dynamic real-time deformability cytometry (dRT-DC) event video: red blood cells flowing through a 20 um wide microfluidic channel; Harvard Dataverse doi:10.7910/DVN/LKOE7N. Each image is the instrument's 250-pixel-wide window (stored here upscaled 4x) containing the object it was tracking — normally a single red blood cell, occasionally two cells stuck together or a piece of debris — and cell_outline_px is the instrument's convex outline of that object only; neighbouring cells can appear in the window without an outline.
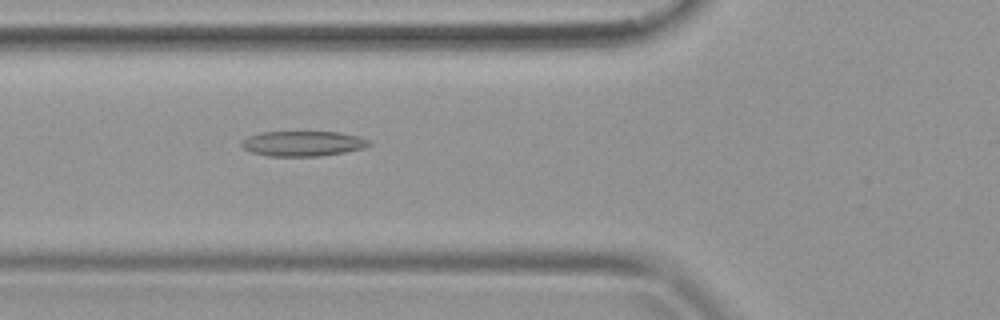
{"species": "common noctule bat (a hibernating species)", "species_latin": "Nyctalus noctula", "temperature_condition": "warm", "stored_images_in_passage": 35, "camera_frame_rate_fps": 3000, "um_per_image_px": 0.085, "animal": {"sex": "female", "body_mass_g": 19.9}, "frame": {"image": 1, "passage_image": 10, "time_ms": 3.0, "image_size_px": [1000, 320], "cell_outline_px": [[372, 144], [364, 148], [344, 152], [320, 156], [268, 156], [252, 152], [244, 148], [240, 144], [240, 140], [248, 136], [260, 132], [340, 132], [360, 136], [372, 140]], "centroid_in_image_um": [25.77, 12.19], "position_along_channel_um": 100.0, "area_um2": 18.9}}
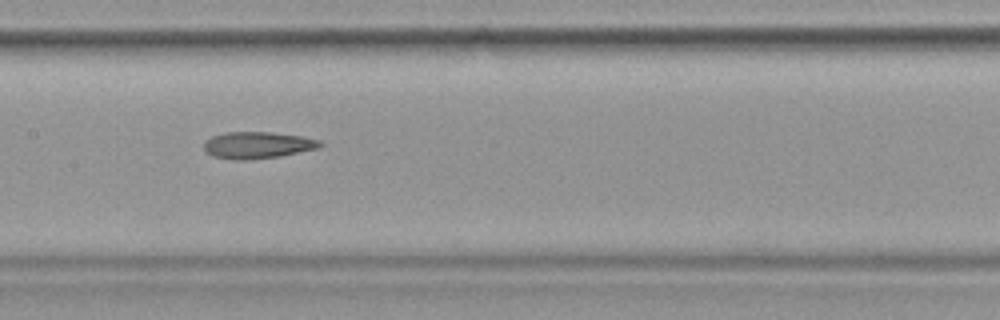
{"frame": {"image": 2, "passage_image": 15, "time_ms": 4.667, "image_size_px": [1000, 320], "cell_outline_px": [[324, 144], [320, 148], [280, 156], [248, 160], [232, 160], [212, 156], [204, 148], [204, 140], [212, 136], [224, 132], [268, 132], [300, 136], [320, 140]], "centroid_in_image_um": [21.88, 12.34], "position_along_channel_um": 185.5, "area_um2": 18.21}}
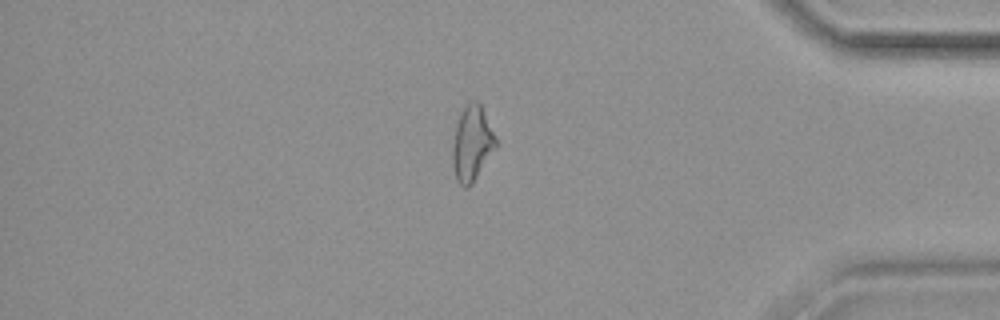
{"frame": {"image": 3, "passage_image": 29, "time_ms": 9.333, "image_size_px": [1000, 320], "cell_outline_px": [[496, 148], [472, 184], [468, 188], [464, 188], [456, 180], [452, 164], [452, 148], [456, 128], [460, 116], [464, 108], [472, 100], [476, 100], [480, 104], [496, 136]], "centroid_in_image_um": [40.12, 12.25], "position_along_channel_um": 395.1, "area_um2": 18.73}}